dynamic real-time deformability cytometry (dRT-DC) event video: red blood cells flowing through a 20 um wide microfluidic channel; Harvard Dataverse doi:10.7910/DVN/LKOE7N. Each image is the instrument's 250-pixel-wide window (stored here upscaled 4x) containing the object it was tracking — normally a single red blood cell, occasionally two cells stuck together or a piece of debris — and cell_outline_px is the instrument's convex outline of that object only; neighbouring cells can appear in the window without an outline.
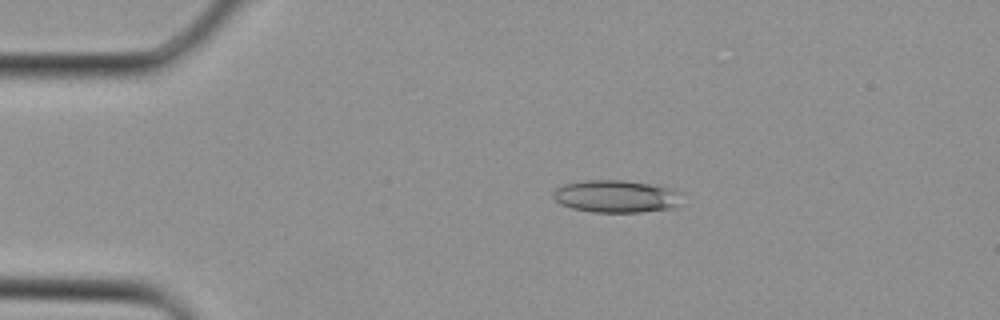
{"species": "Egyptian fruit bat (a non-hibernating species)", "species_latin": "Rousettus aegyptiacus", "temperature_condition": "cold", "stored_images_in_passage": 35, "camera_frame_rate_fps": 3000, "um_per_image_px": 0.085, "animal": {"sex": "female"}, "frame": {"image": 1, "passage_image": 7, "time_ms": 2.0, "image_size_px": [1000, 320], "cell_outline_px": [[684, 192], [680, 204], [676, 208], [640, 212], [592, 212], [572, 208], [560, 204], [552, 196], [552, 192], [556, 188], [564, 184], [588, 180], [624, 180], [672, 188]], "centroid_in_image_um": [52.43, 16.69], "position_along_channel_um": 32.6, "area_um2": 24.68}}
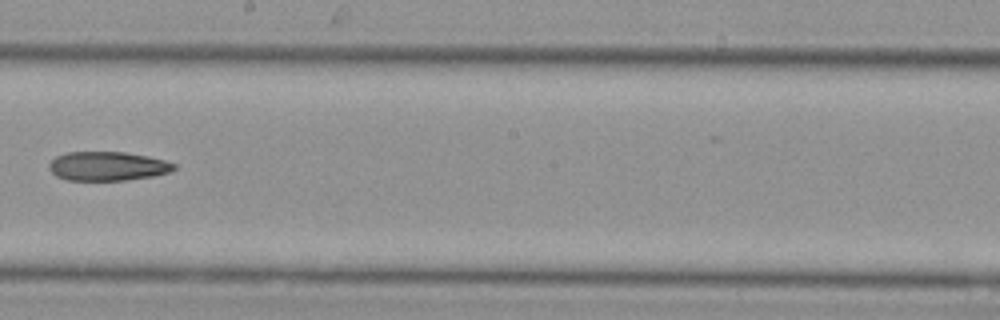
{"frame": {"image": 2, "passage_image": 20, "time_ms": 6.333, "image_size_px": [1000, 320], "cell_outline_px": [[176, 168], [168, 172], [152, 176], [124, 180], [68, 180], [56, 176], [48, 168], [48, 164], [56, 156], [68, 152], [124, 152], [148, 156], [164, 160], [176, 164]], "centroid_in_image_um": [9.12, 14.12], "position_along_channel_um": 239.1, "area_um2": 21.04}}
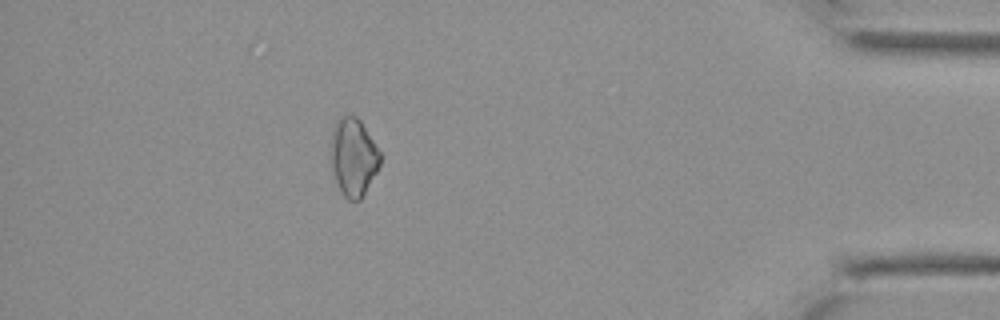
{"frame": {"image": 3, "passage_image": 31, "time_ms": 10.0, "image_size_px": [1000, 320], "cell_outline_px": [[380, 164], [376, 172], [360, 200], [348, 200], [344, 196], [336, 180], [332, 168], [332, 128], [336, 120], [340, 116], [356, 116], [360, 120], [380, 152]], "centroid_in_image_um": [30.04, 13.33], "position_along_channel_um": 405.2, "area_um2": 21.85}}